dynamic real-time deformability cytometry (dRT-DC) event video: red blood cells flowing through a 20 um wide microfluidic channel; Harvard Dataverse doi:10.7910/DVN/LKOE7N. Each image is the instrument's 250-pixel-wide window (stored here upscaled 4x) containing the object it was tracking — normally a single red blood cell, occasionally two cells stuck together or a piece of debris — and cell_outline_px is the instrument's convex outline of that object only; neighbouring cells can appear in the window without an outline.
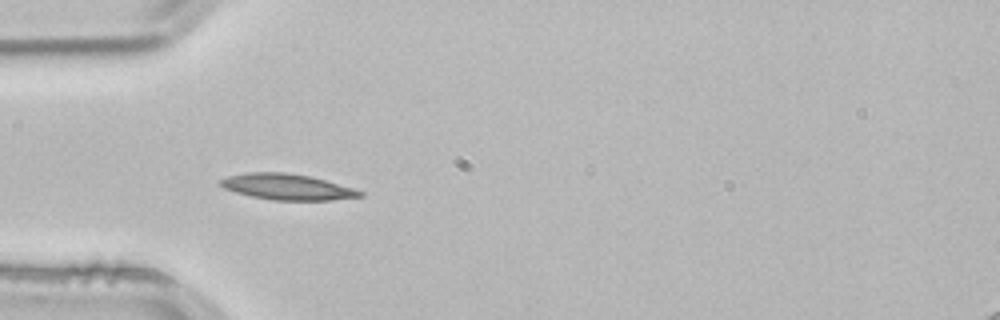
{"species": "common noctule bat (a hibernating species)", "species_latin": "Nyctalus noctula", "temperature_condition": "room temperature", "stored_images_in_passage": 38, "camera_frame_rate_fps": 3000, "um_per_image_px": 0.085, "animal": {"sex": "male", "body_mass_g": 21.5, "forearm_length_mm": 52.0}, "frame": {"image": 1, "passage_image": 1, "time_ms": 0.0, "image_size_px": [1000, 320], "cell_outline_px": [[364, 196], [328, 200], [272, 200], [252, 196], [236, 192], [224, 188], [216, 180], [228, 176], [248, 172], [284, 172], [312, 176], [352, 188], [364, 192]], "centroid_in_image_um": [24.38, 15.87], "position_along_channel_um": 60.6, "area_um2": 20.98}}
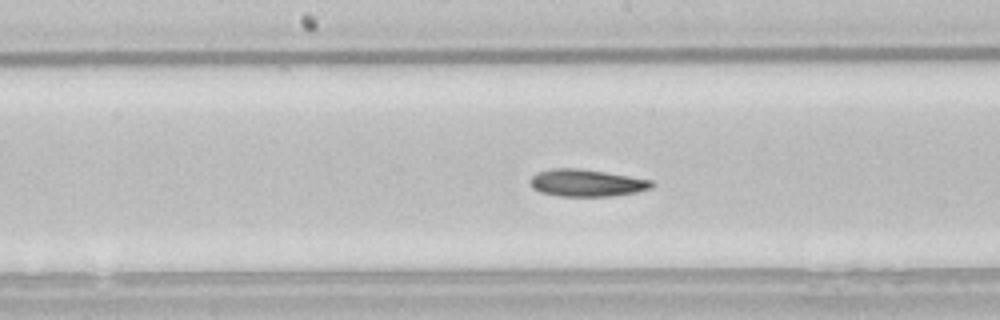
{"frame": {"image": 2, "passage_image": 12, "time_ms": 3.667, "image_size_px": [1000, 320], "cell_outline_px": [[652, 188], [636, 192], [612, 196], [560, 196], [540, 192], [532, 188], [528, 184], [528, 180], [536, 172], [552, 168], [576, 168], [604, 172], [652, 180]], "centroid_in_image_um": [49.79, 15.55], "position_along_channel_um": 198.4, "area_um2": 19.25}, "authors_computed_cell_mechanics": {"area_um2": 19.2474, "velocity_mm_per_s": 3.8243, "shape_relaxation_time_tau1_ms": 7.2035, "shape_relaxation_time_tau2_ms": 5.8552, "deformation_change_tau1": 0.1357, "deformation_change_tau2": 0.1261}}